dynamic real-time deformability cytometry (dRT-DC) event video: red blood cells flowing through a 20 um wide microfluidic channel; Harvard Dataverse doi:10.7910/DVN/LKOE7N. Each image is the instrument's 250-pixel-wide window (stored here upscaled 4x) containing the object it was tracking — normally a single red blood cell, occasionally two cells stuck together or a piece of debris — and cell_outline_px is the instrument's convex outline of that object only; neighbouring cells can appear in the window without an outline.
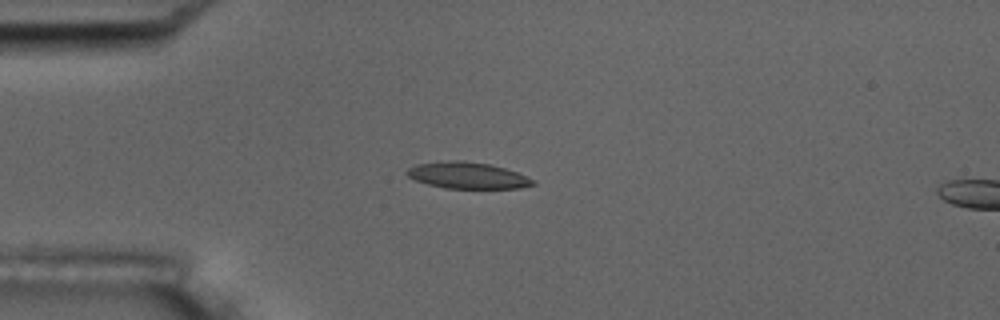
{"species": "common noctule bat (a hibernating species)", "species_latin": "Nyctalus noctula", "temperature_condition": "room temperature", "stored_images_in_passage": 5, "camera_frame_rate_fps": 3000, "um_per_image_px": 0.085, "animal": {"sex": "male", "body_mass_g": 17.5, "forearm_length_mm": 52.3}, "frame": {"image": 1, "passage_image": 3, "time_ms": 3.333, "image_size_px": [1000, 320], "cell_outline_px": [[536, 184], [520, 188], [444, 188], [428, 184], [416, 180], [408, 176], [408, 168], [416, 164], [448, 160], [464, 160], [488, 164], [504, 168], [516, 172], [536, 180]], "centroid_in_image_um": [39.76, 14.91], "position_along_channel_um": 45.2, "area_um2": 19.31}}